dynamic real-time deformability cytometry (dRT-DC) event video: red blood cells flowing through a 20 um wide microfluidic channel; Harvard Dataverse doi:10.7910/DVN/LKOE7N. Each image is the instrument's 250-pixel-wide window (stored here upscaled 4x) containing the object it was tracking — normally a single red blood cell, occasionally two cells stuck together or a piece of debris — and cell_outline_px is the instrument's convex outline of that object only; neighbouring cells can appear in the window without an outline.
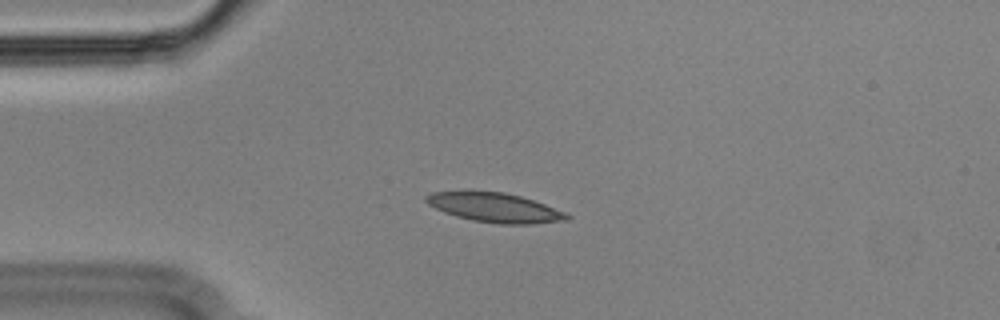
{"species": "Egyptian fruit bat (a non-hibernating species)", "species_latin": "Rousettus aegyptiacus", "temperature_condition": "cold", "stored_images_in_passage": 55, "camera_frame_rate_fps": 3000, "um_per_image_px": 0.085, "animal": {"sex": "male"}, "frame": {"image": 1, "passage_image": 13, "time_ms": 4.0, "image_size_px": [1000, 320], "cell_outline_px": [[572, 216], [568, 220], [532, 224], [500, 224], [472, 220], [456, 216], [444, 212], [428, 204], [424, 200], [424, 196], [432, 192], [468, 188], [504, 192], [520, 196], [544, 204], [564, 212]], "centroid_in_image_um": [41.97, 17.6], "position_along_channel_um": 43.0, "area_um2": 24.8}}
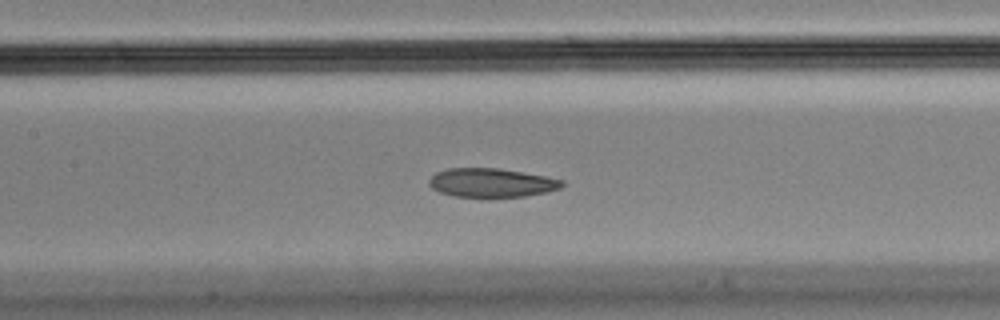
{"frame": {"image": 2, "passage_image": 25, "time_ms": 8.0, "image_size_px": [1000, 320], "cell_outline_px": [[564, 184], [560, 188], [548, 192], [524, 196], [452, 196], [440, 192], [432, 188], [428, 184], [428, 180], [436, 172], [448, 168], [500, 168], [544, 176], [564, 180]], "centroid_in_image_um": [41.76, 15.52], "position_along_channel_um": 165.6, "area_um2": 22.2}}
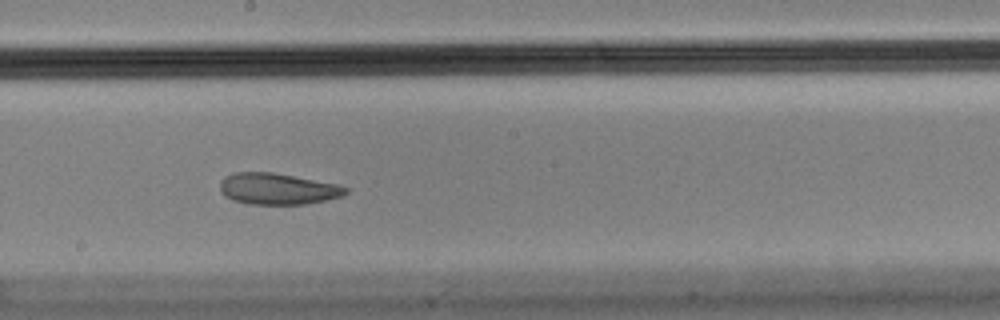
{"frame": {"image": 3, "passage_image": 30, "time_ms": 9.667, "image_size_px": [1000, 320], "cell_outline_px": [[348, 192], [344, 196], [304, 204], [248, 204], [232, 200], [220, 192], [220, 180], [224, 176], [236, 172], [272, 172], [336, 184], [348, 188]], "centroid_in_image_um": [23.56, 16.05], "position_along_channel_um": 224.6, "area_um2": 22.89}, "authors_computed_cell_mechanics": {"area_um2": 23.987, "velocity_mm_per_s": 3.5501, "shape_relaxation_time_tau1_ms": null, "shape_relaxation_time_tau2_ms": 3.2914, "deformation_change_tau1": null, "deformation_change_tau2": 0.0868}}